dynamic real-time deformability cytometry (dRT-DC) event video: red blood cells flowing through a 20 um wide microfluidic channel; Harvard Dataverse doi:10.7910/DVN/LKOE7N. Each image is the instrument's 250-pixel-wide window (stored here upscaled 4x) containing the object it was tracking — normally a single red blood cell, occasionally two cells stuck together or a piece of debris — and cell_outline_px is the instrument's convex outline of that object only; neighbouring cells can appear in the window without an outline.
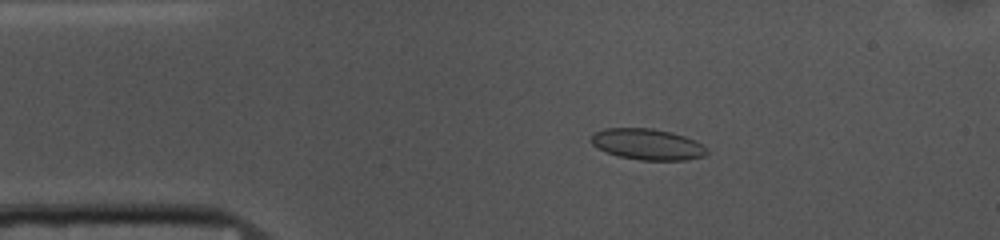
{"species": "common noctule bat (a hibernating species)", "species_latin": "Nyctalus noctula", "temperature_condition": "cold", "stored_images_in_passage": 53, "camera_frame_rate_fps": 3000, "um_per_image_px": 0.085, "animal": {"sex": "female", "body_mass_g": 10.0, "forearm_length_mm": 53.1}, "frame": {"image": 1, "passage_image": 9, "time_ms": 2.667, "image_size_px": [1000, 240], "cell_outline_px": [[708, 152], [704, 156], [684, 160], [640, 160], [616, 156], [592, 144], [592, 136], [596, 132], [604, 128], [652, 128], [672, 132], [696, 140], [704, 144], [708, 148]], "centroid_in_image_um": [55.09, 12.26], "position_along_channel_um": 29.9, "area_um2": 20.98}}
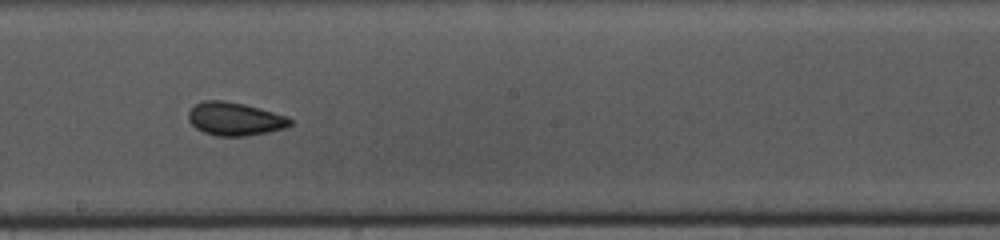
{"frame": {"image": 2, "passage_image": 28, "time_ms": 9.0, "image_size_px": [1000, 240], "cell_outline_px": [[292, 124], [284, 128], [268, 132], [248, 136], [216, 136], [204, 132], [196, 128], [188, 120], [188, 112], [196, 104], [204, 100], [224, 100], [244, 104], [260, 108], [288, 116], [292, 120]], "centroid_in_image_um": [19.97, 10.11], "position_along_channel_um": 228.2, "area_um2": 19.77}}
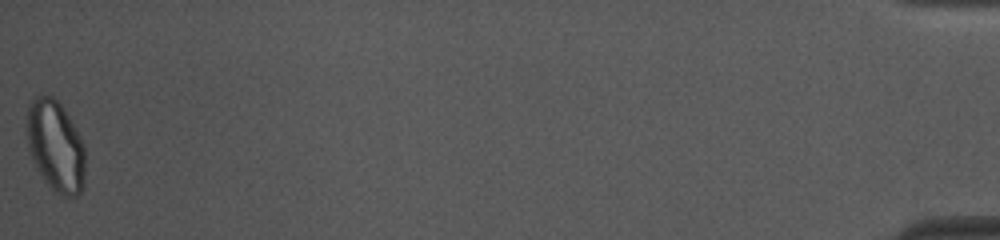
{"frame": {"image": 3, "passage_image": 53, "time_ms": 17.333, "image_size_px": [1000, 240], "cell_outline_px": [[84, 188], [76, 196], [64, 196], [56, 192], [44, 180], [36, 168], [28, 152], [28, 104], [36, 96], [52, 96], [60, 104], [68, 116], [84, 144]], "centroid_in_image_um": [4.72, 12.44], "position_along_channel_um": 430.5, "area_um2": 30.69}, "authors_computed_cell_mechanics": {"area_um2": 20.23, "velocity_mm_per_s": 3.6821, "shape_relaxation_time_tau1_ms": 4.7409, "shape_relaxation_time_tau2_ms": 1.8605, "deformation_change_tau1": 0.0946, "deformation_change_tau2": 0.0672}}